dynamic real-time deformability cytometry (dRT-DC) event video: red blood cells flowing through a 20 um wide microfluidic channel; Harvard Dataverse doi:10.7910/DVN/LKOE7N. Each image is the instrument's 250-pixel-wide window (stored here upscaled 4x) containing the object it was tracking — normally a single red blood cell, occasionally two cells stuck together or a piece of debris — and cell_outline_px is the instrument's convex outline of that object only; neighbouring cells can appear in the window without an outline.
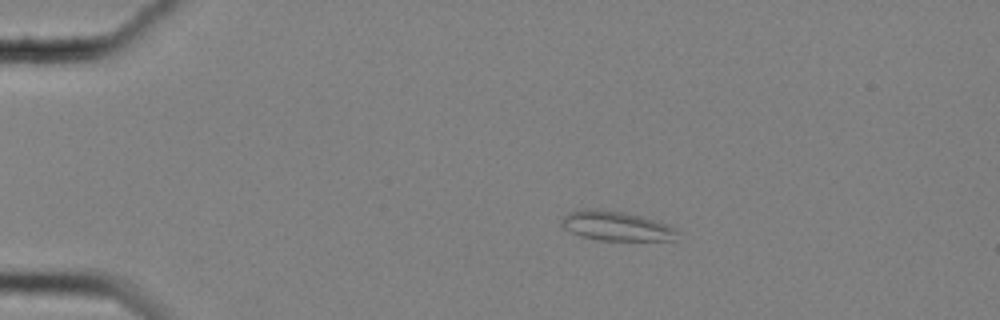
{"species": "common noctule bat (a hibernating species)", "species_latin": "Nyctalus noctula", "temperature_condition": "cold", "stored_images_in_passage": 49, "camera_frame_rate_fps": 3000, "um_per_image_px": 0.085, "animal": {"sex": "female", "body_mass_g": 25.1}, "frame": {"image": 1, "passage_image": 3, "time_ms": 0.667, "image_size_px": [1000, 320], "cell_outline_px": [[676, 232], [672, 240], [600, 240], [580, 236], [564, 228], [560, 224], [560, 220], [564, 216], [572, 212], [588, 208], [620, 212], [640, 216], [668, 224], [676, 228]], "centroid_in_image_um": [52.34, 19.21], "position_along_channel_um": 32.7, "area_um2": 19.42}}
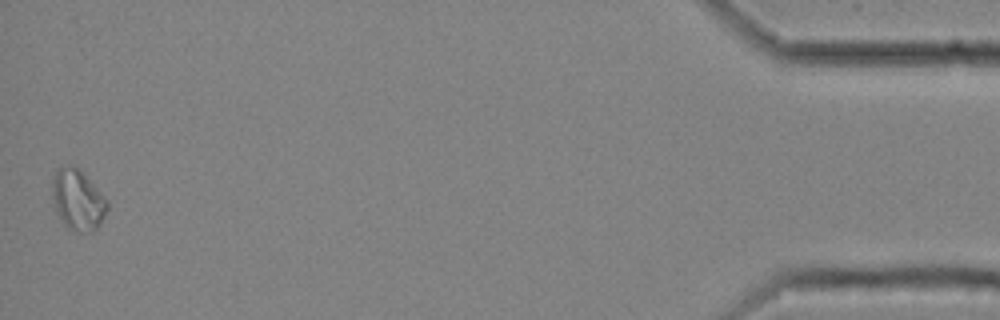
{"frame": {"image": 2, "passage_image": 49, "time_ms": 16.0, "image_size_px": [1000, 320], "cell_outline_px": [[108, 208], [100, 224], [92, 232], [80, 232], [68, 228], [64, 224], [56, 208], [52, 196], [52, 184], [56, 172], [60, 168], [76, 168], [84, 172], [108, 200]], "centroid_in_image_um": [6.66, 17.02], "position_along_channel_um": 428.5, "area_um2": 19.02}, "authors_computed_cell_mechanics": {"area_um2": 14.2188, "velocity_mm_per_s": 3.5077, "shape_relaxation_time_tau1_ms": 2.8858, "shape_relaxation_time_tau2_ms": 4.4339, "deformation_change_tau1": 0.0587, "deformation_change_tau2": 0.1053}}